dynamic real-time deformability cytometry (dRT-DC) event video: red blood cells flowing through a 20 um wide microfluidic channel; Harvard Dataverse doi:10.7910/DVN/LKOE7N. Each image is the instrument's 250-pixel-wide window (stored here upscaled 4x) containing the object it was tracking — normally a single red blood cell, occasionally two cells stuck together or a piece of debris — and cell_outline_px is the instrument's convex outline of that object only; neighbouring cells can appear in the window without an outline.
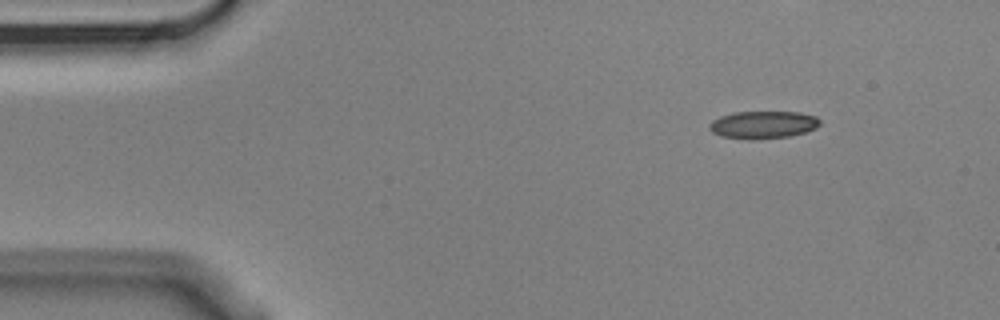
{"species": "Egyptian fruit bat (a non-hibernating species)", "species_latin": "Rousettus aegyptiacus", "temperature_condition": "cold", "stored_images_in_passage": 10, "camera_frame_rate_fps": 3000, "um_per_image_px": 0.085, "animal": {"sex": "male"}, "frame": {"image": 1, "passage_image": 1, "time_ms": 0.0, "image_size_px": [1000, 320], "cell_outline_px": [[820, 124], [816, 128], [804, 132], [788, 136], [752, 140], [748, 140], [720, 136], [712, 132], [708, 128], [708, 124], [712, 120], [720, 116], [732, 112], [800, 112], [816, 116], [820, 120]], "centroid_in_image_um": [64.82, 10.6], "position_along_channel_um": 20.2, "area_um2": 17.92}}